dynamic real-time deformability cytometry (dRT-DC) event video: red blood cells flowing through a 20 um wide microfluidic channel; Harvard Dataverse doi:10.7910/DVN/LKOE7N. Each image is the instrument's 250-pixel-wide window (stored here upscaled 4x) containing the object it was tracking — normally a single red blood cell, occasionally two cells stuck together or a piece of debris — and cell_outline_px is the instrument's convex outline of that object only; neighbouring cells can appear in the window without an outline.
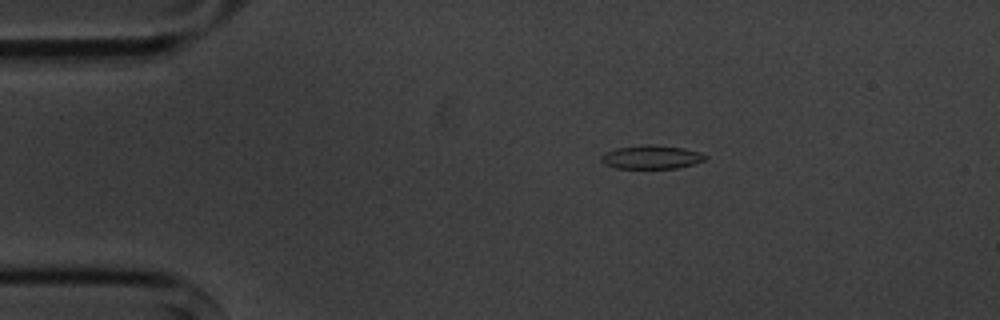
{"species": "common noctule bat (a hibernating species)", "species_latin": "Nyctalus noctula", "temperature_condition": "cold", "stored_images_in_passage": 5, "camera_frame_rate_fps": 3000, "um_per_image_px": 0.085, "animal": {"sex": "male", "body_mass_g": 20.1, "forearm_length_mm": 53.5}, "frame": {"image": 1, "passage_image": 2, "time_ms": 1.333, "image_size_px": [1000, 320], "cell_outline_px": [[708, 156], [704, 160], [692, 164], [676, 168], [616, 168], [604, 164], [600, 160], [600, 156], [604, 152], [616, 148], [648, 144], [652, 144], [684, 148], [700, 152]], "centroid_in_image_um": [55.34, 13.34], "position_along_channel_um": 29.7, "area_um2": 14.33}}
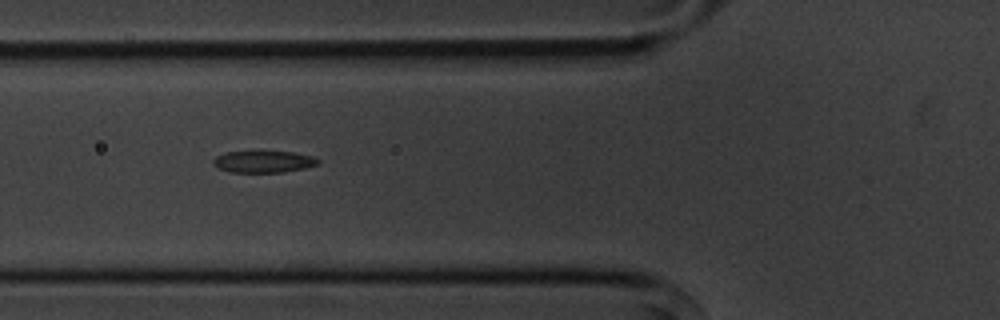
{"frame": {"image": 2, "passage_image": 5, "time_ms": 4.667, "image_size_px": [1000, 320], "cell_outline_px": [[320, 164], [304, 168], [284, 172], [232, 172], [216, 168], [212, 164], [212, 160], [216, 156], [224, 152], [292, 152], [312, 156], [320, 160]], "centroid_in_image_um": [22.38, 13.75], "position_along_channel_um": 103.4, "area_um2": 13.29}}